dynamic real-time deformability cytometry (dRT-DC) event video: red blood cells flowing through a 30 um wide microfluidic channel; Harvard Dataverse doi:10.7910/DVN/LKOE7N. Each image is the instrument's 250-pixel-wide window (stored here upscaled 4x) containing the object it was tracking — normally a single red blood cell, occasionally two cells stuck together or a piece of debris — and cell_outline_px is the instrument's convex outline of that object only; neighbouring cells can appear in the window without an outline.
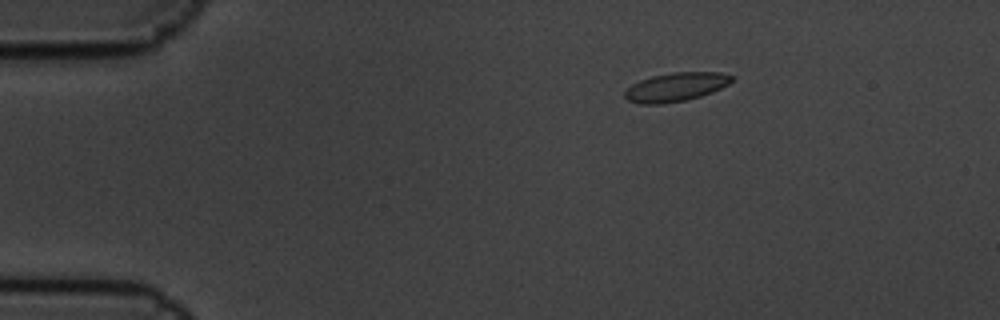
{"species": "common noctule bat (a hibernating species)", "species_latin": "Nyctalus noctula", "temperature_condition": "cold", "stored_images_in_passage": 3, "camera_frame_rate_fps": 3000, "um_per_image_px": 0.085, "animal": {"sex": "male", "body_mass_g": 19.5, "forearm_length_mm": 54.6}, "frame": {"image": 1, "passage_image": 1, "time_ms": 0.0, "image_size_px": [1000, 320], "cell_outline_px": [[732, 80], [728, 84], [712, 92], [688, 100], [664, 104], [640, 104], [628, 100], [624, 96], [624, 92], [632, 84], [640, 80], [652, 76], [672, 72], [720, 72], [732, 76]], "centroid_in_image_um": [57.42, 7.4], "position_along_channel_um": 27.6, "area_um2": 17.92}}